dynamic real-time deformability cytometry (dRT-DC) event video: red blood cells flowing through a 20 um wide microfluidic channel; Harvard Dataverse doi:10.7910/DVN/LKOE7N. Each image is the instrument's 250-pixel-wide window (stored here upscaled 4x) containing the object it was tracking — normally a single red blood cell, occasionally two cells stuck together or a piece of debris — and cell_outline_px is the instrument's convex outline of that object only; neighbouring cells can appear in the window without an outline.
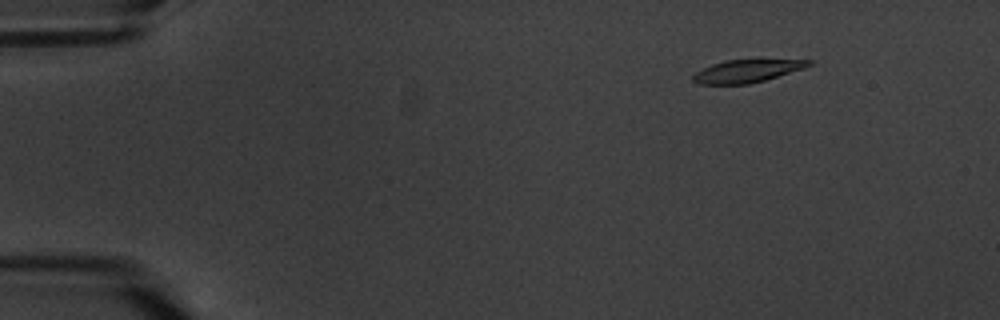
{"species": "common noctule bat (a hibernating species)", "species_latin": "Nyctalus noctula", "temperature_condition": "warm", "stored_images_in_passage": 5, "camera_frame_rate_fps": 3000, "um_per_image_px": 0.085, "animal": {"sex": "male", "body_mass_g": 20.1, "forearm_length_mm": 53.5}, "frame": {"image": 1, "passage_image": 3, "time_ms": 2.333, "image_size_px": [1000, 320], "cell_outline_px": [[812, 64], [804, 68], [764, 80], [748, 84], [700, 84], [692, 80], [692, 76], [696, 72], [712, 64], [728, 60], [812, 60]], "centroid_in_image_um": [63.46, 6.04], "position_along_channel_um": 21.5, "area_um2": 14.97}}
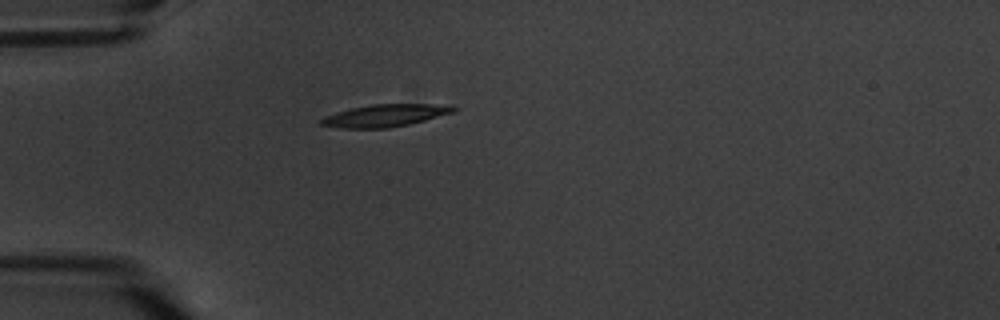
{"frame": {"image": 2, "passage_image": 5, "time_ms": 5.667, "image_size_px": [1000, 320], "cell_outline_px": [[460, 108], [452, 112], [424, 120], [408, 124], [388, 128], [340, 128], [320, 124], [320, 120], [324, 116], [336, 112], [352, 108], [372, 104], [452, 104]], "centroid_in_image_um": [32.76, 9.81], "position_along_channel_um": 52.2, "area_um2": 17.17}}